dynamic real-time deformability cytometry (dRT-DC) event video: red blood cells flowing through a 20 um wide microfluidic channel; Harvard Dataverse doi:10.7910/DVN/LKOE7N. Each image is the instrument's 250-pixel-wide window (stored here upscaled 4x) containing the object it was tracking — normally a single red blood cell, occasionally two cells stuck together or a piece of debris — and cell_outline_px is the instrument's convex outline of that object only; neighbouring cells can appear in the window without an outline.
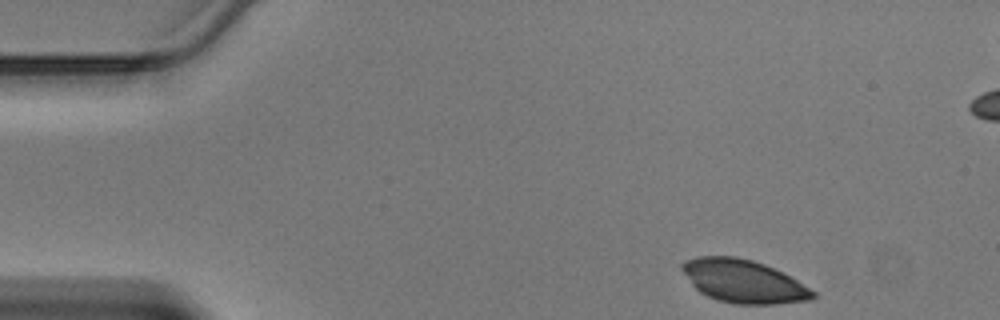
{"species": "Egyptian fruit bat (a non-hibernating species)", "species_latin": "Rousettus aegyptiacus", "temperature_condition": "warm", "stored_images_in_passage": 42, "camera_frame_rate_fps": 3000, "um_per_image_px": 0.085, "animal": {"sex": "male"}, "frame": {"image": 1, "passage_image": 1, "time_ms": 0.0, "image_size_px": [1000, 320], "cell_outline_px": [[816, 296], [812, 300], [772, 304], [736, 304], [716, 300], [700, 292], [692, 284], [680, 268], [680, 264], [684, 260], [696, 256], [736, 256], [752, 260], [764, 264], [796, 280], [816, 292]], "centroid_in_image_um": [63.16, 23.9], "position_along_channel_um": 21.8, "area_um2": 32.71}}
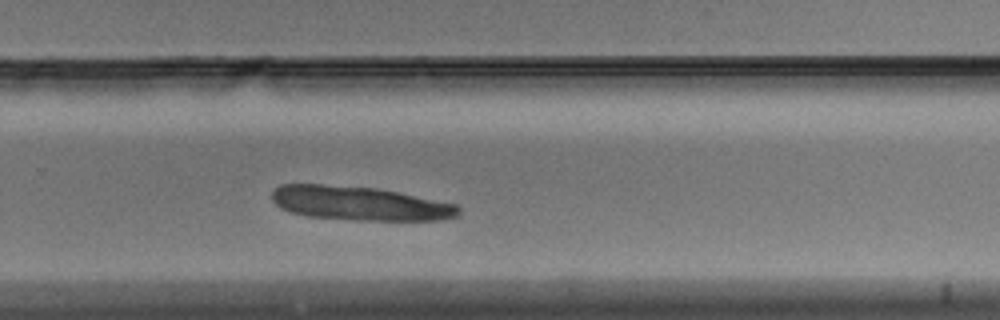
{"frame": {"image": 2, "passage_image": 26, "time_ms": 8.333, "image_size_px": [1000, 320], "cell_outline_px": [[460, 212], [456, 216], [436, 220], [356, 220], [308, 216], [292, 212], [280, 208], [272, 200], [272, 192], [280, 184], [320, 184], [376, 188], [456, 204], [460, 208]], "centroid_in_image_um": [30.53, 17.28], "position_along_channel_um": 299.3, "area_um2": 36.65}}
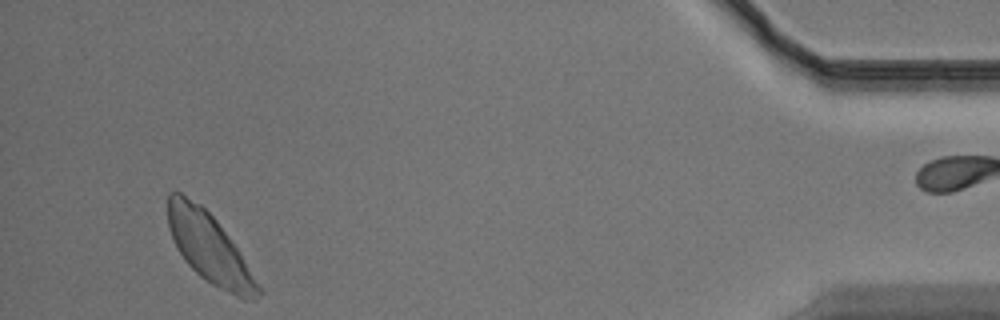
{"frame": {"image": 3, "passage_image": 39, "time_ms": 12.667, "image_size_px": [1000, 320], "cell_outline_px": [[264, 292], [256, 300], [244, 300], [212, 284], [200, 276], [188, 264], [176, 248], [168, 224], [168, 192], [180, 192], [200, 204], [216, 220], [228, 236], [236, 248]], "centroid_in_image_um": [17.79, 21.1], "position_along_channel_um": 417.4, "area_um2": 36.01}}